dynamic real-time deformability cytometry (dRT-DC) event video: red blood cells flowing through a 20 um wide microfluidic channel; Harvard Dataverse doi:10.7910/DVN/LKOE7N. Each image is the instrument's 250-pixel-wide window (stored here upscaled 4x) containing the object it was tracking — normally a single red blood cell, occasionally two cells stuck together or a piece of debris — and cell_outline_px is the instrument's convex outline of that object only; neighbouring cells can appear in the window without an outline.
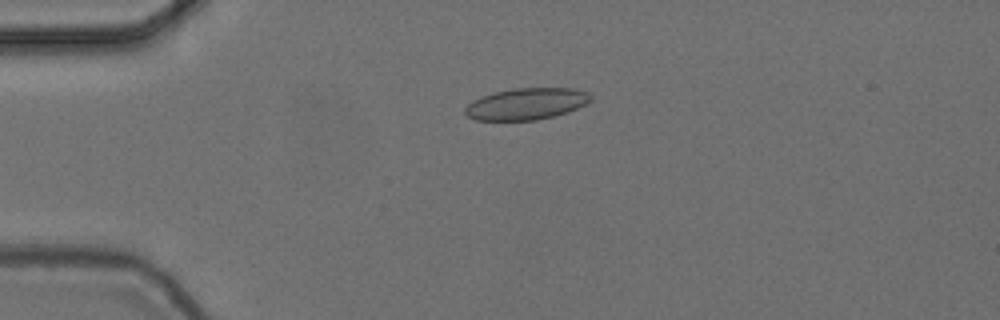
{"species": "common noctule bat (a hibernating species)", "species_latin": "Nyctalus noctula", "temperature_condition": "cold", "stored_images_in_passage": 53, "camera_frame_rate_fps": 3000, "um_per_image_px": 0.085, "animal": {"sex": "female", "body_mass_g": 24.6, "forearm_length_mm": 56.2}, "frame": {"image": 1, "passage_image": 11, "time_ms": 3.333, "image_size_px": [1000, 320], "cell_outline_px": [[592, 100], [568, 112], [536, 120], [476, 120], [468, 116], [464, 112], [464, 108], [472, 100], [480, 96], [496, 92], [516, 88], [572, 88], [588, 92], [592, 96]], "centroid_in_image_um": [44.73, 8.82], "position_along_channel_um": 40.3, "area_um2": 23.06}}
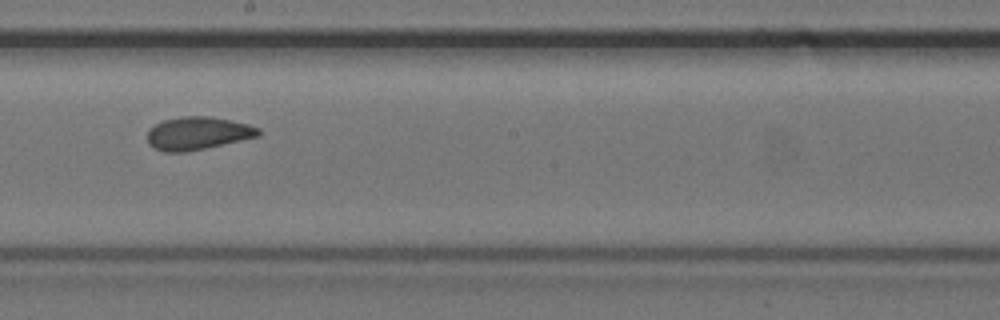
{"frame": {"image": 2, "passage_image": 29, "time_ms": 9.333, "image_size_px": [1000, 320], "cell_outline_px": [[260, 132], [256, 136], [240, 140], [204, 148], [184, 152], [164, 152], [152, 148], [148, 144], [148, 128], [164, 120], [184, 116], [208, 116], [248, 124], [260, 128]], "centroid_in_image_um": [16.74, 11.33], "position_along_channel_um": 231.5, "area_um2": 21.04}}
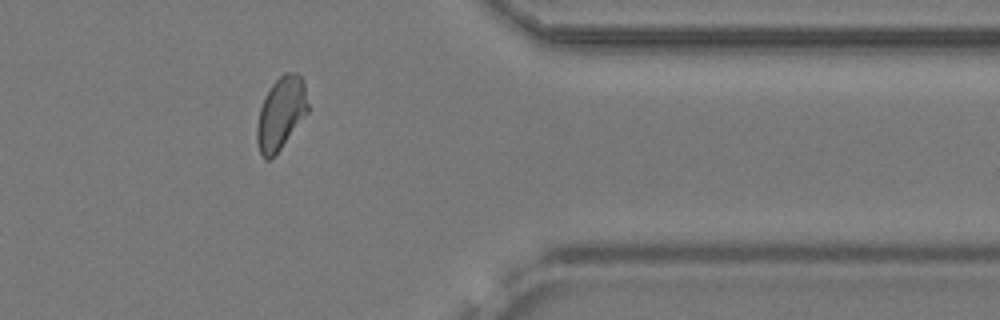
{"frame": {"image": 3, "passage_image": 43, "time_ms": 14.0, "image_size_px": [1000, 320], "cell_outline_px": [[308, 112], [280, 148], [268, 160], [264, 160], [260, 152], [256, 140], [256, 128], [260, 108], [272, 84], [284, 72], [296, 72], [304, 80], [308, 104]], "centroid_in_image_um": [23.88, 9.6], "position_along_channel_um": 387.5, "area_um2": 21.21}, "authors_computed_cell_mechanics": {"area_um2": 21.5594, "velocity_mm_per_s": 3.6957, "shape_relaxation_time_tau1_ms": 5.7576, "shape_relaxation_time_tau2_ms": 1.8832, "deformation_change_tau1": 0.1325, "deformation_change_tau2": 0.0717}}